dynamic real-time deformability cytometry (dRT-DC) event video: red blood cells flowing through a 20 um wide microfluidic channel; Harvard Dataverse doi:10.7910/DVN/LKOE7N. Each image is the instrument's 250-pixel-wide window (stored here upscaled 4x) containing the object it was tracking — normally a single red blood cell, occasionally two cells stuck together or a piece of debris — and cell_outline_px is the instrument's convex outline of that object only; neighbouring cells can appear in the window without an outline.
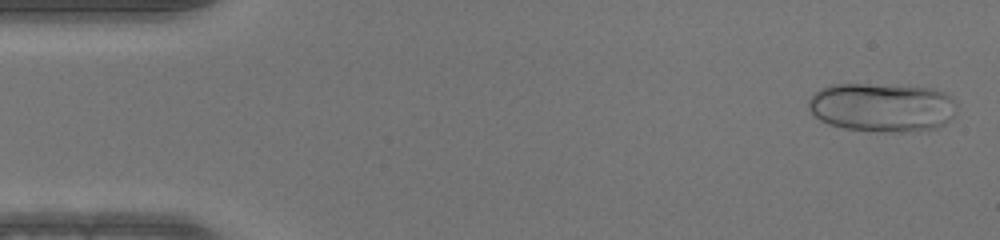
{"species": "human", "species_latin": "Homo sapiens", "temperature_condition": "warm", "stored_images_in_passage": 49, "camera_frame_rate_fps": 3000, "um_per_image_px": 0.085, "donor": {"sex": "male"}, "frame": {"image": 1, "passage_image": 2, "time_ms": 0.333, "image_size_px": [1000, 240], "cell_outline_px": [[956, 112], [944, 124], [936, 128], [908, 132], [880, 132], [844, 128], [828, 124], [820, 120], [808, 108], [808, 100], [820, 88], [832, 84], [864, 84], [936, 88], [952, 96], [956, 100]], "centroid_in_image_um": [75.0, 9.12], "position_along_channel_um": 10.0, "area_um2": 42.6}}
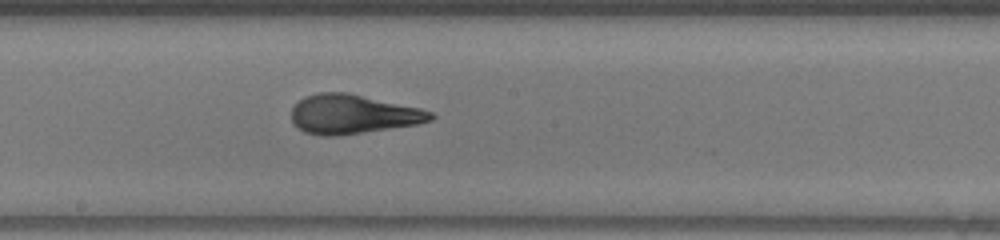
{"frame": {"image": 2, "passage_image": 26, "time_ms": 8.333, "image_size_px": [1000, 240], "cell_outline_px": [[436, 116], [432, 120], [416, 124], [336, 136], [324, 136], [304, 132], [292, 124], [292, 108], [304, 96], [320, 92], [348, 92], [420, 108], [432, 112]], "centroid_in_image_um": [29.96, 9.7], "position_along_channel_um": 218.2, "area_um2": 31.73}}
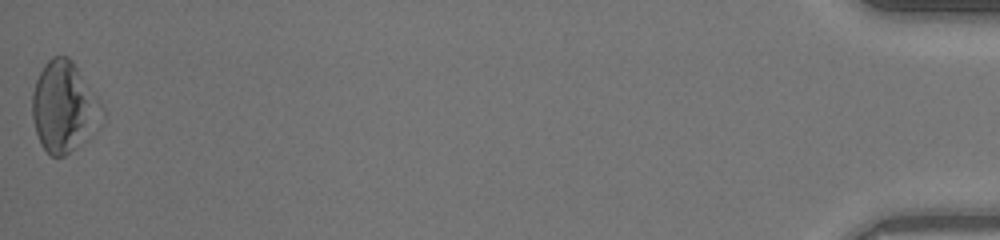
{"frame": {"image": 3, "passage_image": 49, "time_ms": 16.0, "image_size_px": [1000, 240], "cell_outline_px": [[84, 120], [72, 148], [64, 156], [52, 156], [40, 144], [36, 132], [32, 116], [32, 92], [36, 80], [44, 64], [52, 56], [68, 56], [72, 60], [80, 76], [84, 100]], "centroid_in_image_um": [4.93, 8.96], "position_along_channel_um": 430.3, "area_um2": 29.77}}